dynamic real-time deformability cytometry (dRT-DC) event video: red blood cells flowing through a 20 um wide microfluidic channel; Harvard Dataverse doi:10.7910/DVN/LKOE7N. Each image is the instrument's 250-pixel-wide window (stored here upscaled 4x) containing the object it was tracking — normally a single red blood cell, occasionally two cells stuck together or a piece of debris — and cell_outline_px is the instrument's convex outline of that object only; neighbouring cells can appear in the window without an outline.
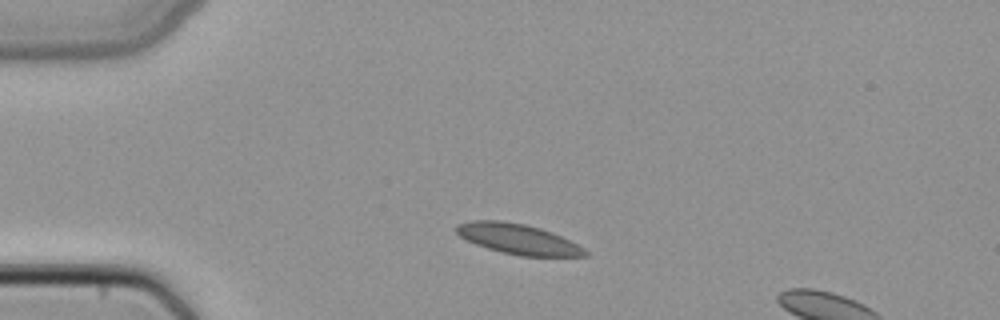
{"species": "common noctule bat (a hibernating species)", "species_latin": "Nyctalus noctula", "temperature_condition": "cold", "stored_images_in_passage": 3, "segment_of_instrument_passage": [1, 2], "camera_frame_rate_fps": 3000, "um_per_image_px": 0.085, "animal": {"sex": "female", "body_mass_g": 22.7, "forearm_length_mm": 54.2}, "frame": {"image": 1, "passage_image": 1, "time_ms": 0.0, "image_size_px": [1000, 320], "cell_outline_px": [[588, 256], [520, 256], [488, 248], [464, 240], [456, 232], [456, 224], [472, 220], [500, 220], [524, 224], [540, 228], [552, 232], [584, 248], [588, 252]], "centroid_in_image_um": [44.0, 20.31], "position_along_channel_um": 41.0, "area_um2": 22.54}}